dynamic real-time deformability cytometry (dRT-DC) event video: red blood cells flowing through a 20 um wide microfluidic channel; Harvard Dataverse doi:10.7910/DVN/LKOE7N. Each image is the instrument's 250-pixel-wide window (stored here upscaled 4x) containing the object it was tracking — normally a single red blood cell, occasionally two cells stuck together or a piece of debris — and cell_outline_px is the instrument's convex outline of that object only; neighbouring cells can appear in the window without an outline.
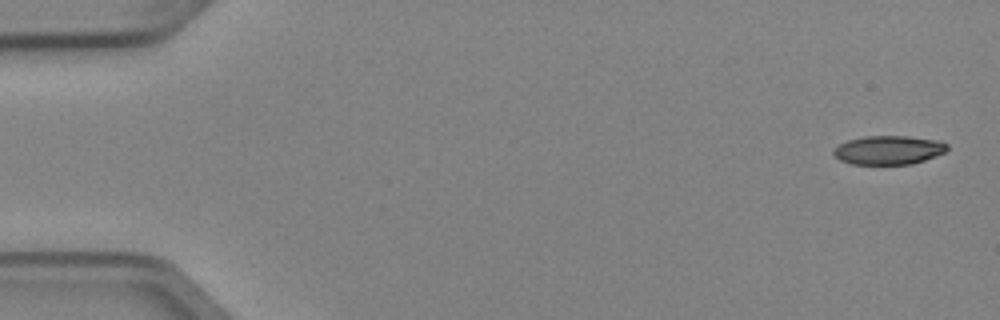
{"species": "Egyptian fruit bat (a non-hibernating species)", "species_latin": "Rousettus aegyptiacus", "temperature_condition": "cold", "stored_images_in_passage": 4, "camera_frame_rate_fps": 3000, "um_per_image_px": 0.085, "animal": {"sex": "female"}, "frame": {"image": 1, "passage_image": 1, "time_ms": 0.0, "image_size_px": [1000, 320], "cell_outline_px": [[948, 148], [944, 152], [936, 156], [912, 164], [852, 164], [840, 160], [832, 152], [840, 144], [848, 140], [864, 136], [908, 136], [940, 140], [948, 144]], "centroid_in_image_um": [75.56, 12.75], "position_along_channel_um": 9.4, "area_um2": 19.07}}
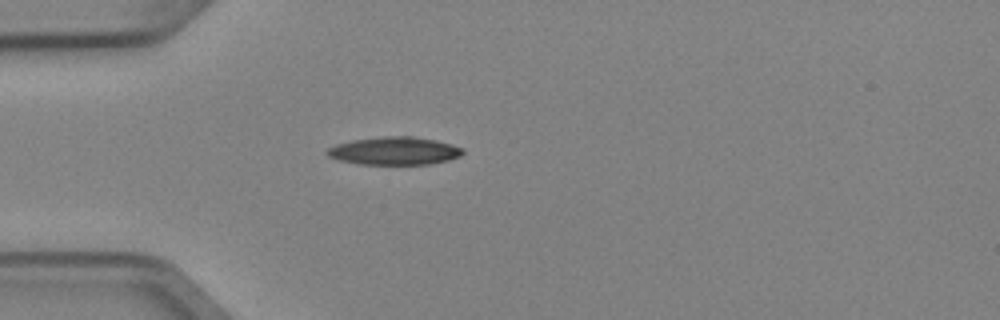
{"frame": {"image": 2, "passage_image": 4, "time_ms": 1.0, "image_size_px": [1000, 320], "cell_outline_px": [[464, 152], [460, 156], [448, 160], [432, 164], [356, 164], [340, 160], [328, 156], [324, 152], [328, 148], [336, 144], [352, 140], [384, 136], [412, 136], [436, 140], [452, 144], [464, 148]], "centroid_in_image_um": [33.53, 12.82], "position_along_channel_um": 51.5, "area_um2": 22.2}}